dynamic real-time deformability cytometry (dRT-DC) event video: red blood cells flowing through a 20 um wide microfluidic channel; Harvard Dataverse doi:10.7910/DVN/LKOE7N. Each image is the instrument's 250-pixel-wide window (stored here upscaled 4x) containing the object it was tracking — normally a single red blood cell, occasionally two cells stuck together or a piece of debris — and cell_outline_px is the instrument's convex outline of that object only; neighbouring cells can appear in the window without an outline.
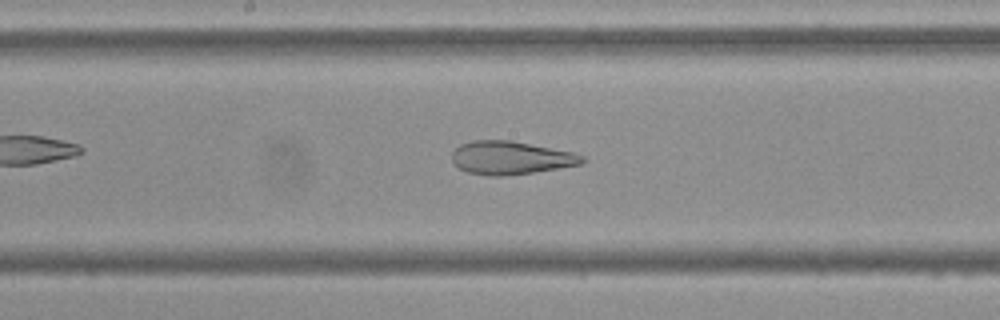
{"species": "Egyptian fruit bat (a non-hibernating species)", "species_latin": "Rousettus aegyptiacus", "temperature_condition": "cold", "stored_images_in_passage": 38, "camera_frame_rate_fps": 3000, "um_per_image_px": 0.085, "frame": {"image": 1, "passage_image": 12, "time_ms": 3.667, "image_size_px": [1000, 320], "cell_outline_px": [[584, 160], [580, 164], [560, 168], [504, 176], [492, 176], [468, 172], [460, 168], [452, 160], [452, 152], [460, 144], [472, 140], [512, 140], [572, 152], [584, 156]], "centroid_in_image_um": [43.4, 13.4], "position_along_channel_um": 204.8, "area_um2": 25.03}}
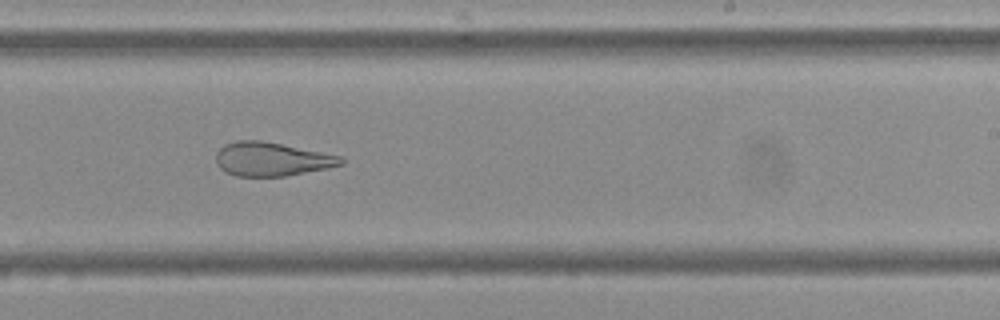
{"frame": {"image": 2, "passage_image": 17, "time_ms": 5.333, "image_size_px": [1000, 320], "cell_outline_px": [[344, 164], [328, 168], [284, 176], [236, 176], [224, 172], [216, 164], [216, 152], [224, 144], [236, 140], [264, 140], [344, 156]], "centroid_in_image_um": [23.1, 13.51], "position_along_channel_um": 265.9, "area_um2": 24.97}, "authors_computed_cell_mechanics": {"area_um2": 27.4839, "velocity_mm_per_s": 3.6723, "shape_relaxation_time_tau1_ms": null, "shape_relaxation_time_tau2_ms": 1.84, "deformation_change_tau1": null, "deformation_change_tau2": 0.0994}}